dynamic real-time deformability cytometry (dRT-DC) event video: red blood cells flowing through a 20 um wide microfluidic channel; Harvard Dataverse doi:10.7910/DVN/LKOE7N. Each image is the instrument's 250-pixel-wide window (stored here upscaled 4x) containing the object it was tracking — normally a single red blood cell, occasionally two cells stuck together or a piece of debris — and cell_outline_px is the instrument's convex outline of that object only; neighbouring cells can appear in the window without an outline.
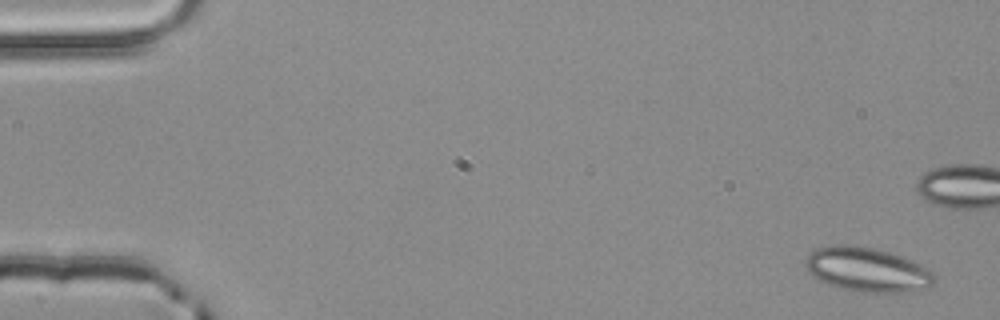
{"species": "common noctule bat (a hibernating species)", "species_latin": "Nyctalus noctula", "temperature_condition": "room temperature", "stored_images_in_passage": 5, "camera_frame_rate_fps": 3000, "um_per_image_px": 0.085, "animal": {"sex": "male", "body_mass_g": 20.4}, "frame": {"image": 1, "passage_image": 1, "time_ms": 0.0, "image_size_px": [1000, 320], "cell_outline_px": [[936, 276], [932, 284], [928, 288], [908, 292], [860, 292], [836, 288], [812, 276], [804, 264], [804, 260], [816, 248], [832, 244], [848, 244], [872, 248], [888, 252], [912, 260], [928, 268]], "centroid_in_image_um": [73.7, 22.92], "position_along_channel_um": 11.3, "area_um2": 33.47}}